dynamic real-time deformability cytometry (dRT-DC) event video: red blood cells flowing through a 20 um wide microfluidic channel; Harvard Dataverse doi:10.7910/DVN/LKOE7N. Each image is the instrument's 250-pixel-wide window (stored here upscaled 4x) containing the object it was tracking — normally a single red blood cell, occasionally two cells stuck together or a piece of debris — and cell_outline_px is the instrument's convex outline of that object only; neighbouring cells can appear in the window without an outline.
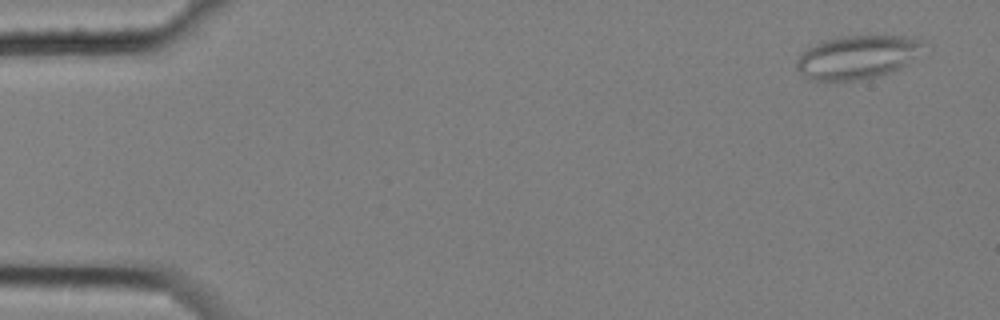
{"species": "common noctule bat (a hibernating species)", "species_latin": "Nyctalus noctula", "temperature_condition": "cold", "stored_images_in_passage": 3, "camera_frame_rate_fps": 3000, "um_per_image_px": 0.085, "animal": {"sex": "female", "body_mass_g": 25.1}, "frame": {"image": 1, "passage_image": 1, "time_ms": 0.0, "image_size_px": [1000, 320], "cell_outline_px": [[928, 40], [908, 64], [900, 68], [876, 76], [856, 80], [808, 80], [796, 68], [796, 60], [808, 48], [820, 40], [836, 36], [908, 36]], "centroid_in_image_um": [72.86, 4.83], "position_along_channel_um": 12.1, "area_um2": 32.14}}